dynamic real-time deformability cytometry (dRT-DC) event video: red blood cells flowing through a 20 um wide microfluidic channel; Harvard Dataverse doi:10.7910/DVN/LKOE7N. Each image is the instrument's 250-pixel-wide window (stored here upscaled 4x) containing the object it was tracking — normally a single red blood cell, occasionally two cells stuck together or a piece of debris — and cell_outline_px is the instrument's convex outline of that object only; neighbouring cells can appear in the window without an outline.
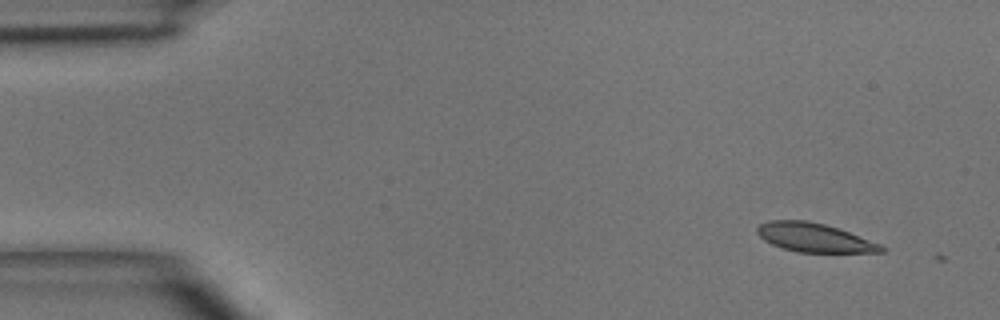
{"species": "common noctule bat (a hibernating species)", "species_latin": "Nyctalus noctula", "temperature_condition": "room temperature", "stored_images_in_passage": 2, "camera_frame_rate_fps": 3000, "um_per_image_px": 0.085, "animal": {"sex": "male", "body_mass_g": 15.6}, "frame": {"image": 1, "passage_image": 1, "time_ms": 0.0, "image_size_px": [1000, 320], "cell_outline_px": [[888, 248], [884, 252], [796, 252], [772, 244], [764, 240], [756, 232], [756, 228], [760, 224], [768, 220], [808, 220], [840, 228], [880, 244]], "centroid_in_image_um": [69.22, 20.19], "position_along_channel_um": 15.8, "area_um2": 20.92}}